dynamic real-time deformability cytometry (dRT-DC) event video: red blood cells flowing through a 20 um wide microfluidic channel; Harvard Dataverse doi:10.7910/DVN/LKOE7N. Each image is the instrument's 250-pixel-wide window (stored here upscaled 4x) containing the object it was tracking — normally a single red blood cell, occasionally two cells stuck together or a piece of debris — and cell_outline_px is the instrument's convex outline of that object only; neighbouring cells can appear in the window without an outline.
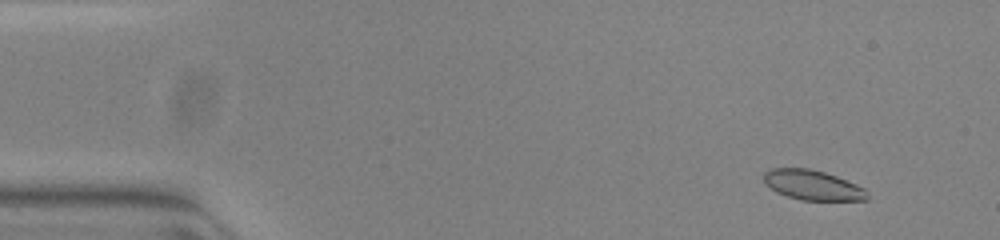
{"species": "common noctule bat (a hibernating species)", "species_latin": "Nyctalus noctula", "temperature_condition": "warm", "stored_images_in_passage": 53, "camera_frame_rate_fps": 3000, "um_per_image_px": 0.085, "animal": {"sex": "female", "body_mass_g": 23.0, "forearm_length_mm": 53.4}, "frame": {"image": 1, "passage_image": 5, "time_ms": 1.333, "image_size_px": [1000, 240], "cell_outline_px": [[868, 200], [800, 200], [776, 192], [764, 184], [764, 172], [772, 168], [808, 168], [824, 172], [836, 176], [856, 184], [864, 188], [868, 196]], "centroid_in_image_um": [69.05, 15.73], "position_along_channel_um": 16.0, "area_um2": 17.98}}
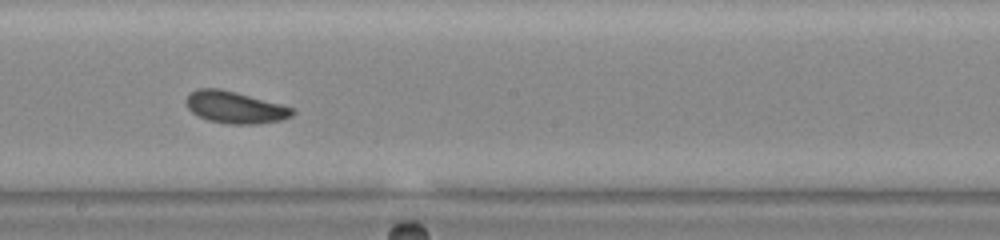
{"frame": {"image": 2, "passage_image": 30, "time_ms": 9.667, "image_size_px": [1000, 240], "cell_outline_px": [[296, 112], [292, 116], [280, 120], [256, 124], [228, 124], [208, 120], [192, 112], [188, 108], [188, 96], [196, 88], [220, 88], [236, 92], [280, 104], [292, 108]], "centroid_in_image_um": [19.99, 9.12], "position_along_channel_um": 228.2, "area_um2": 19.48}}
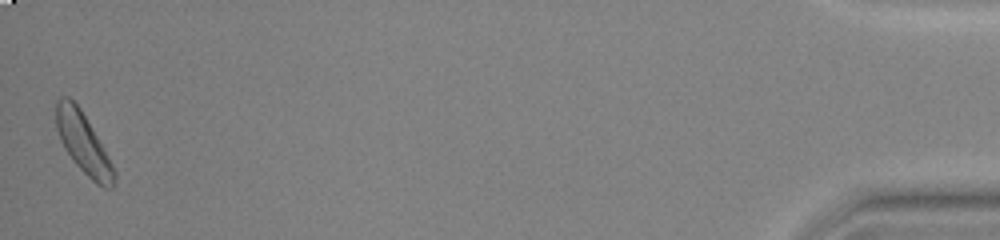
{"frame": {"image": 3, "passage_image": 53, "time_ms": 17.333, "image_size_px": [1000, 240], "cell_outline_px": [[116, 176], [112, 188], [104, 188], [96, 184], [72, 160], [64, 148], [60, 140], [56, 128], [56, 100], [60, 96], [68, 96], [80, 108], [104, 148], [116, 172]], "centroid_in_image_um": [7.07, 12.17], "position_along_channel_um": 428.1, "area_um2": 20.35}, "authors_computed_cell_mechanics": {"area_um2": 19.363, "velocity_mm_per_s": 3.8596, "shape_relaxation_time_tau1_ms": null, "shape_relaxation_time_tau2_ms": 6.2112, "deformation_change_tau1": null, "deformation_change_tau2": 0.1268}}